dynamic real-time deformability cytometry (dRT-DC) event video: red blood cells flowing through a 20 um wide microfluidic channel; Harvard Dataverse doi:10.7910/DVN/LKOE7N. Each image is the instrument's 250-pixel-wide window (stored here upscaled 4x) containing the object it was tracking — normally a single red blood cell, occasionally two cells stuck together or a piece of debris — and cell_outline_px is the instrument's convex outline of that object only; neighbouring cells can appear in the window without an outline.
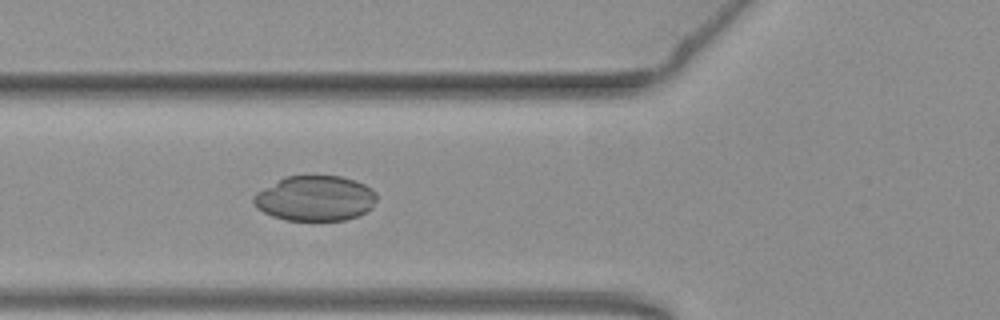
{"species": "common noctule bat (a hibernating species)", "species_latin": "Nyctalus noctula", "temperature_condition": "warm", "stored_images_in_passage": 54, "camera_frame_rate_fps": 3000, "um_per_image_px": 0.085, "animal": {"sex": "female", "body_mass_g": 19.3, "forearm_length_mm": 54.1}, "frame": {"image": 1, "passage_image": 20, "time_ms": 6.333, "image_size_px": [1000, 320], "cell_outline_px": [[376, 200], [372, 208], [368, 212], [360, 216], [344, 220], [284, 220], [272, 216], [256, 208], [252, 200], [252, 196], [256, 192], [284, 176], [340, 176], [356, 180], [372, 188], [376, 192]], "centroid_in_image_um": [26.8, 16.86], "position_along_channel_um": 99.0, "area_um2": 32.83}}
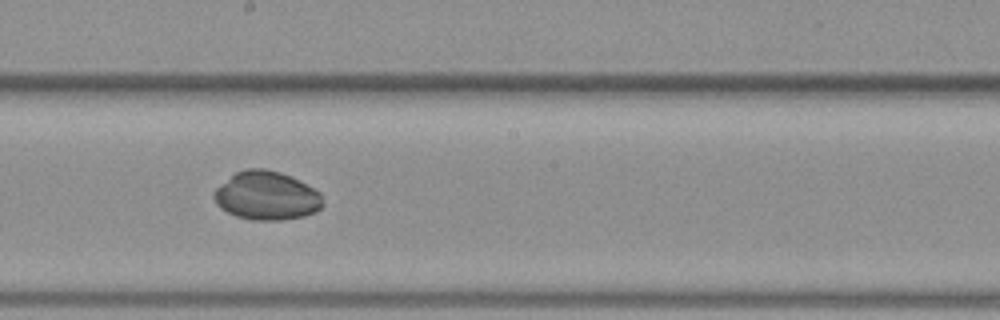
{"frame": {"image": 2, "passage_image": 30, "time_ms": 9.667, "image_size_px": [1000, 320], "cell_outline_px": [[324, 204], [316, 212], [304, 216], [284, 220], [252, 220], [236, 216], [220, 208], [216, 204], [212, 196], [216, 188], [220, 184], [236, 172], [248, 168], [264, 168], [280, 172], [292, 176], [320, 192]], "centroid_in_image_um": [22.66, 16.64], "position_along_channel_um": 225.5, "area_um2": 31.04}}
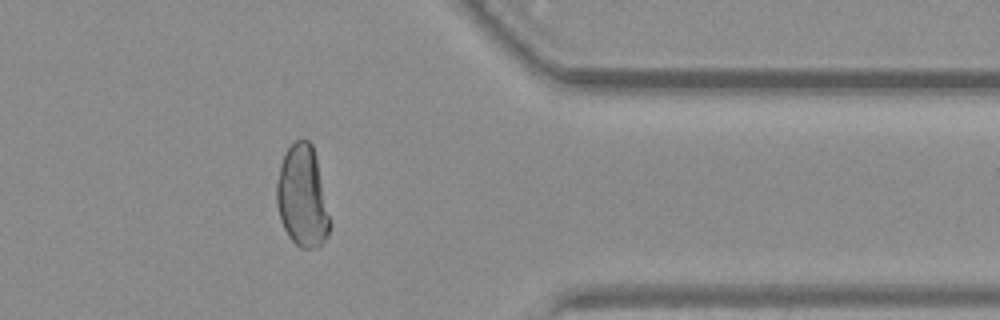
{"frame": {"image": 3, "passage_image": 44, "time_ms": 14.333, "image_size_px": [1000, 320], "cell_outline_px": [[332, 224], [328, 236], [320, 248], [300, 248], [288, 236], [280, 220], [276, 204], [276, 184], [280, 164], [284, 152], [296, 140], [308, 140], [312, 144], [316, 156]], "centroid_in_image_um": [25.71, 16.74], "position_along_channel_um": 385.7, "area_um2": 31.96}}